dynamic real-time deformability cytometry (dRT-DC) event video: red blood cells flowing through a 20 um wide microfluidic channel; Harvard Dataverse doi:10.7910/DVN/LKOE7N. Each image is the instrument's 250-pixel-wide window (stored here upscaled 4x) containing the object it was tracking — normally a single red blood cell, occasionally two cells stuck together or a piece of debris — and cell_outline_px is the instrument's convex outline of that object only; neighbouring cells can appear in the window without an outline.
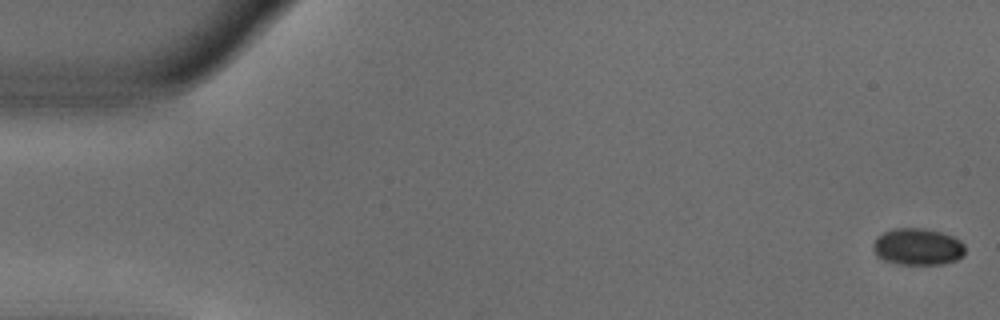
{"species": "common noctule bat (a hibernating species)", "species_latin": "Nyctalus noctula", "temperature_condition": "warm", "stored_images_in_passage": 18, "camera_frame_rate_fps": 3000, "um_per_image_px": 0.085, "animal": {"sex": "male", "body_mass_g": 18.8}, "frame": {"image": 1, "passage_image": 1, "time_ms": 0.0, "image_size_px": [1000, 320], "cell_outline_px": [[964, 256], [956, 260], [944, 264], [896, 264], [884, 260], [876, 256], [872, 248], [872, 244], [876, 236], [892, 228], [924, 228], [940, 232], [952, 236], [960, 240], [964, 244]], "centroid_in_image_um": [77.97, 20.97], "position_along_channel_um": 7.0, "area_um2": 20.0}}
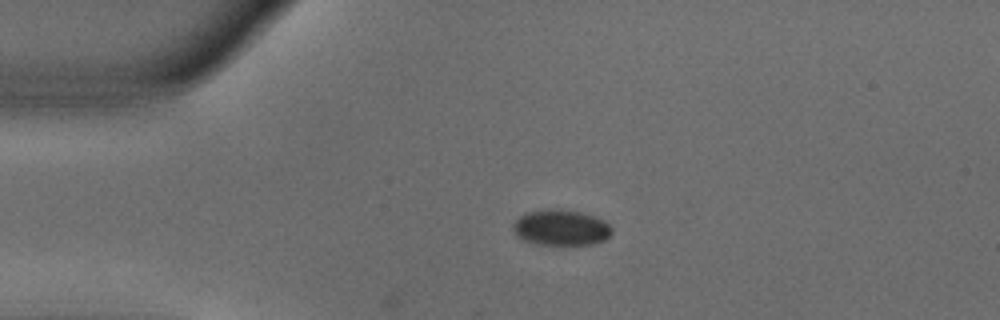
{"frame": {"image": 2, "passage_image": 12, "time_ms": 3.667, "image_size_px": [1000, 320], "cell_outline_px": [[612, 232], [604, 240], [592, 244], [536, 244], [520, 240], [516, 236], [512, 228], [512, 224], [520, 216], [528, 212], [580, 212], [596, 216], [604, 220], [612, 228]], "centroid_in_image_um": [47.68, 19.4], "position_along_channel_um": 37.3, "area_um2": 19.88}}
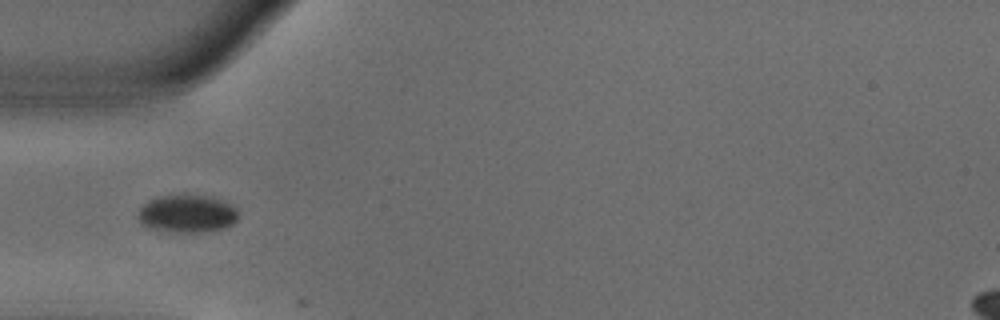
{"frame": {"image": 3, "passage_image": 17, "time_ms": 5.333, "image_size_px": [1000, 320], "cell_outline_px": [[236, 220], [232, 224], [224, 228], [200, 232], [160, 232], [144, 224], [136, 216], [140, 208], [148, 200], [156, 196], [212, 196], [236, 208]], "centroid_in_image_um": [15.86, 18.18], "position_along_channel_um": 69.1, "area_um2": 21.79}}